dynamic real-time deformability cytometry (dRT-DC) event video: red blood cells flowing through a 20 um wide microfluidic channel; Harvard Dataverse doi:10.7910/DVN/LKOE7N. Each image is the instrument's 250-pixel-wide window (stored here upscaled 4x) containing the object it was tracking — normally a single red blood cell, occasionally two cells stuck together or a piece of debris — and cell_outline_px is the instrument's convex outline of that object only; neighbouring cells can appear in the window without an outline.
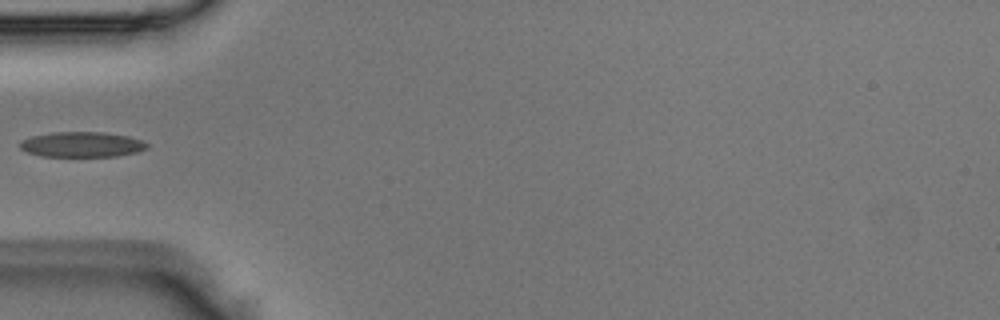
{"species": "Egyptian fruit bat (a non-hibernating species)", "species_latin": "Rousettus aegyptiacus", "temperature_condition": "room temperature", "stored_images_in_passage": 34, "camera_frame_rate_fps": 3000, "um_per_image_px": 0.085, "animal": {"sex": "male"}, "frame": {"image": 1, "passage_image": 1, "time_ms": 0.0, "image_size_px": [1000, 320], "cell_outline_px": [[148, 148], [136, 152], [116, 156], [40, 156], [28, 152], [20, 148], [20, 140], [32, 136], [52, 132], [104, 132], [128, 136], [140, 140], [148, 144]], "centroid_in_image_um": [6.94, 12.27], "position_along_channel_um": 78.1, "area_um2": 18.61}}
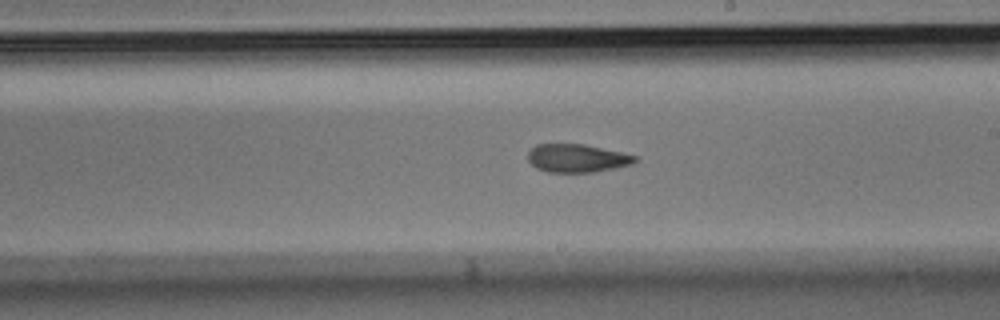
{"frame": {"image": 2, "passage_image": 13, "time_ms": 4.0, "image_size_px": [1000, 320], "cell_outline_px": [[640, 160], [632, 164], [596, 172], [548, 172], [536, 168], [528, 160], [528, 152], [536, 144], [584, 144], [620, 152], [636, 156]], "centroid_in_image_um": [49.05, 13.45], "position_along_channel_um": 239.9, "area_um2": 17.57}}
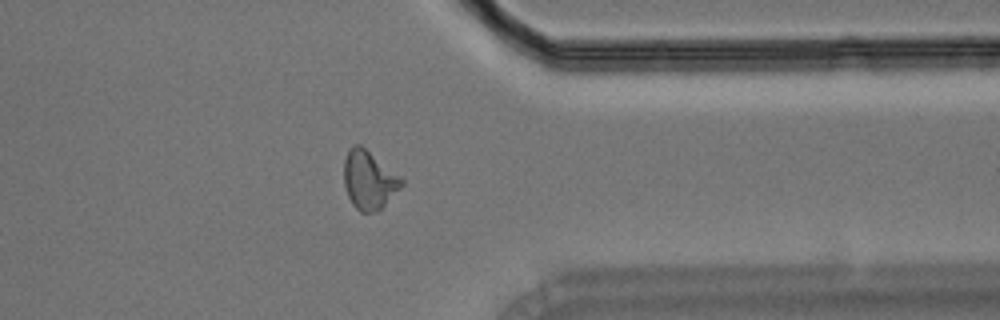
{"frame": {"image": 3, "passage_image": 24, "time_ms": 7.667, "image_size_px": [1000, 320], "cell_outline_px": [[404, 184], [376, 212], [360, 212], [352, 204], [348, 196], [344, 184], [344, 160], [348, 148], [352, 144], [360, 144], [400, 176], [404, 180]], "centroid_in_image_um": [31.34, 15.28], "position_along_channel_um": 380.1, "area_um2": 19.48}}